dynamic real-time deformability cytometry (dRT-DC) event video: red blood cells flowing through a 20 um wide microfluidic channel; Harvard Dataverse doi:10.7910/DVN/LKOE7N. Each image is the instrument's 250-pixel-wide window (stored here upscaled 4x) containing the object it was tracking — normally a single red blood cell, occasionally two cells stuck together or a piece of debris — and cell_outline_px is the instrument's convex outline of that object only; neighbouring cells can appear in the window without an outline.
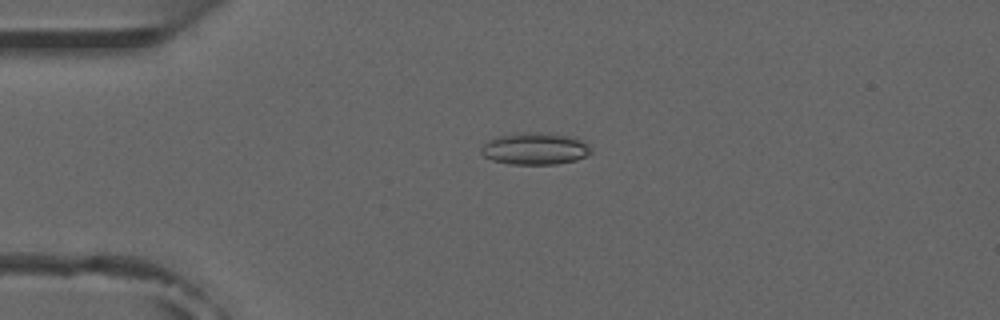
{"species": "common noctule bat (a hibernating species)", "species_latin": "Nyctalus noctula", "temperature_condition": "room temperature", "stored_images_in_passage": 3, "camera_frame_rate_fps": 3000, "um_per_image_px": 0.085, "animal": {"sex": "male", "forearm_length_mm": 52.5}, "frame": {"image": 1, "passage_image": 2, "time_ms": 1.333, "image_size_px": [1000, 320], "cell_outline_px": [[592, 152], [576, 160], [556, 164], [512, 164], [492, 160], [484, 156], [480, 152], [480, 148], [484, 144], [500, 136], [520, 132], [536, 132], [576, 136], [588, 144], [592, 148]], "centroid_in_image_um": [45.52, 12.63], "position_along_channel_um": 39.5, "area_um2": 20.46}}